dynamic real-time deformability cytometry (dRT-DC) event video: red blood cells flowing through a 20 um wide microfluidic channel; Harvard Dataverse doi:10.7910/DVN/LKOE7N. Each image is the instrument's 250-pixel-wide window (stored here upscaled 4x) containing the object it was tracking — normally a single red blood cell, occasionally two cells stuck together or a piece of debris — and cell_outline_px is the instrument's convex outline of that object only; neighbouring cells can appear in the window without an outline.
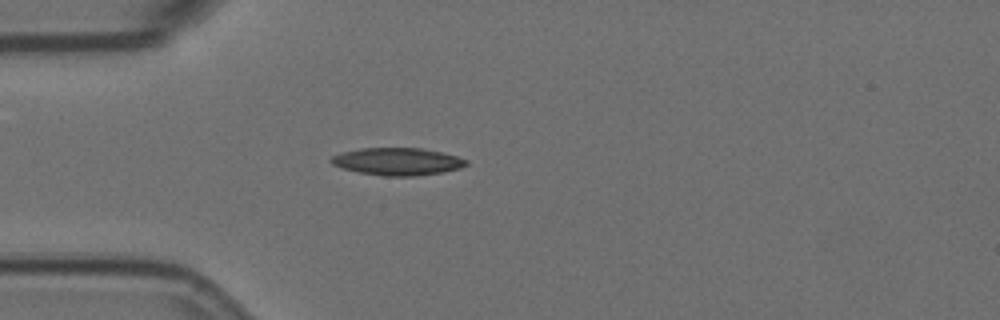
{"species": "Egyptian fruit bat (a non-hibernating species)", "species_latin": "Rousettus aegyptiacus", "temperature_condition": "room temperature", "stored_images_in_passage": 1, "camera_frame_rate_fps": 3000, "um_per_image_px": 0.085, "animal": {"sex": "female"}, "frame": {"image": 1, "passage_image": 1, "time_ms": 0.0, "image_size_px": [1000, 320], "cell_outline_px": [[468, 164], [460, 168], [440, 172], [416, 176], [384, 176], [360, 172], [344, 168], [332, 164], [328, 160], [332, 156], [340, 152], [360, 148], [420, 148], [444, 152], [468, 160]], "centroid_in_image_um": [33.78, 13.72], "position_along_channel_um": 51.2, "area_um2": 21.56}}